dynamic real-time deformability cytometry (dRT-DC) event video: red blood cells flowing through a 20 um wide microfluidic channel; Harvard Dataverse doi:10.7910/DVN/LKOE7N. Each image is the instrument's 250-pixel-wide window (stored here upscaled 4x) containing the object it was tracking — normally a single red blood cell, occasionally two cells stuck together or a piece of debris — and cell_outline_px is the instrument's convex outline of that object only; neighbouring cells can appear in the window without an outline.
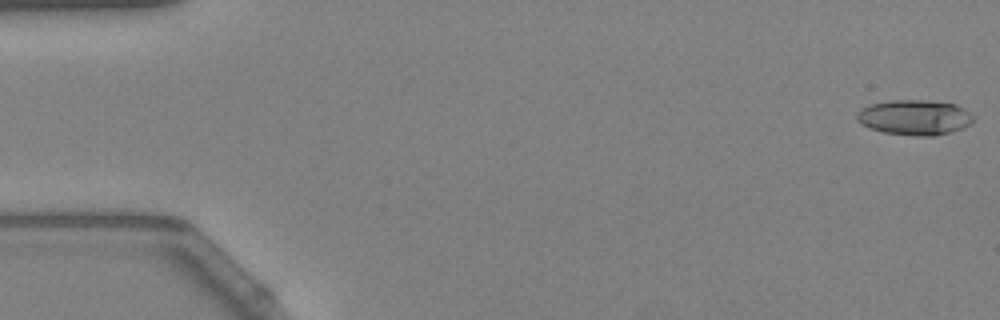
{"species": "Egyptian fruit bat (a non-hibernating species)", "species_latin": "Rousettus aegyptiacus", "temperature_condition": "warm", "stored_images_in_passage": 12, "camera_frame_rate_fps": 3000, "um_per_image_px": 0.085, "animal": {"sex": "female"}, "frame": {"image": 1, "passage_image": 1, "time_ms": 0.0, "image_size_px": [1000, 320], "cell_outline_px": [[976, 120], [972, 124], [964, 128], [932, 136], [912, 136], [884, 132], [868, 128], [860, 124], [856, 120], [856, 112], [860, 108], [872, 104], [892, 100], [920, 100], [956, 104], [964, 108]], "centroid_in_image_um": [77.72, 9.99], "position_along_channel_um": 7.3, "area_um2": 24.04}}